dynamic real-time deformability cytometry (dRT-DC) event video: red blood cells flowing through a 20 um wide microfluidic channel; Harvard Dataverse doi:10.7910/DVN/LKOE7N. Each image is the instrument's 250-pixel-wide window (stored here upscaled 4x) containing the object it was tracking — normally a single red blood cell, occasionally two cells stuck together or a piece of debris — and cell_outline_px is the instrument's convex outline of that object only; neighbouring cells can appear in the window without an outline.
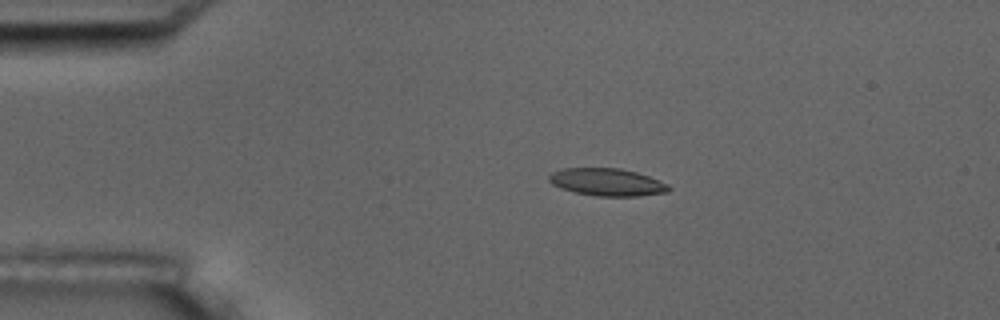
{"species": "common noctule bat (a hibernating species)", "species_latin": "Nyctalus noctula", "temperature_condition": "room temperature", "stored_images_in_passage": 11, "camera_frame_rate_fps": 3000, "um_per_image_px": 0.085, "animal": {"sex": "male", "body_mass_g": 17.5, "forearm_length_mm": 52.3}, "frame": {"image": 1, "passage_image": 4, "time_ms": 3.667, "image_size_px": [1000, 320], "cell_outline_px": [[672, 188], [668, 192], [640, 196], [596, 196], [576, 192], [560, 188], [552, 184], [548, 180], [548, 176], [552, 172], [560, 168], [620, 168], [636, 172], [648, 176], [668, 184]], "centroid_in_image_um": [51.59, 15.48], "position_along_channel_um": 33.4, "area_um2": 19.25}}
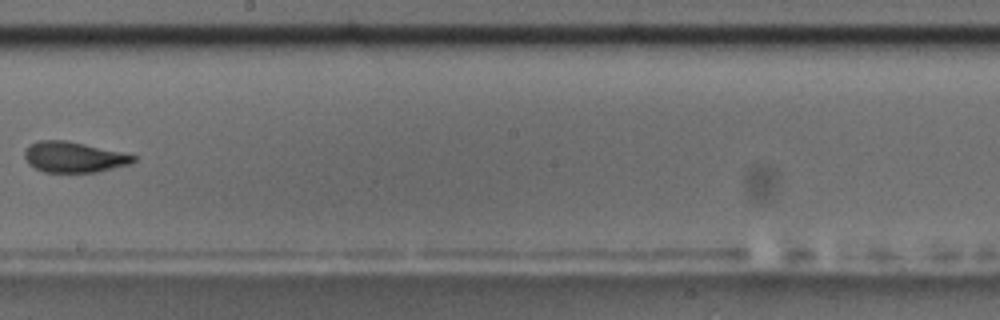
{"frame": {"image": 2, "passage_image": 10, "time_ms": 10.667, "image_size_px": [1000, 320], "cell_outline_px": [[136, 160], [132, 164], [96, 172], [44, 172], [28, 164], [24, 156], [24, 152], [28, 144], [40, 140], [64, 140], [84, 144], [120, 152], [136, 156]], "centroid_in_image_um": [6.25, 13.36], "position_along_channel_um": 242.0, "area_um2": 19.36}}